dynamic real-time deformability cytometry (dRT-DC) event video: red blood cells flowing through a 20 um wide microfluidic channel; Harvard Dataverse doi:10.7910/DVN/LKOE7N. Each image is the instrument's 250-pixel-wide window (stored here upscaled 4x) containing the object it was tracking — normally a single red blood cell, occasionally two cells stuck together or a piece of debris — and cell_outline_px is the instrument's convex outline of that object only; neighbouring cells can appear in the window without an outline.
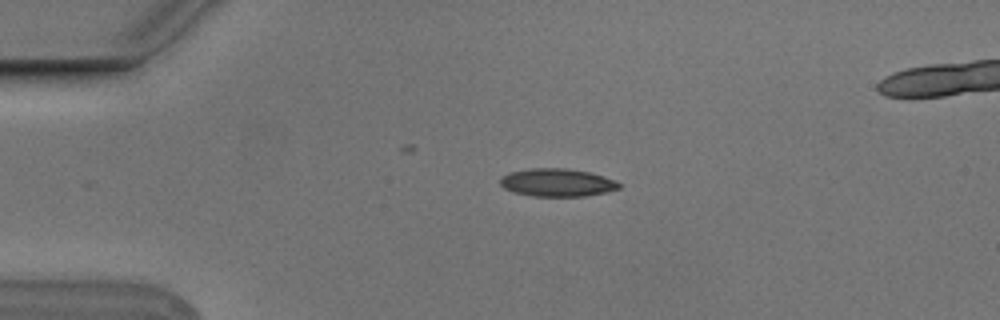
{"species": "Egyptian fruit bat (a non-hibernating species)", "species_latin": "Rousettus aegyptiacus", "temperature_condition": "cold", "stored_images_in_passage": 4, "camera_frame_rate_fps": 3000, "um_per_image_px": 0.085, "animal": {"sex": "male"}, "frame": {"image": 1, "passage_image": 2, "time_ms": 0.333, "image_size_px": [1000, 320], "cell_outline_px": [[620, 188], [604, 192], [584, 196], [532, 196], [512, 192], [504, 188], [500, 184], [500, 176], [508, 172], [528, 168], [568, 168], [588, 172], [604, 176], [616, 180], [620, 184]], "centroid_in_image_um": [47.31, 15.5], "position_along_channel_um": 37.7, "area_um2": 19.48}}